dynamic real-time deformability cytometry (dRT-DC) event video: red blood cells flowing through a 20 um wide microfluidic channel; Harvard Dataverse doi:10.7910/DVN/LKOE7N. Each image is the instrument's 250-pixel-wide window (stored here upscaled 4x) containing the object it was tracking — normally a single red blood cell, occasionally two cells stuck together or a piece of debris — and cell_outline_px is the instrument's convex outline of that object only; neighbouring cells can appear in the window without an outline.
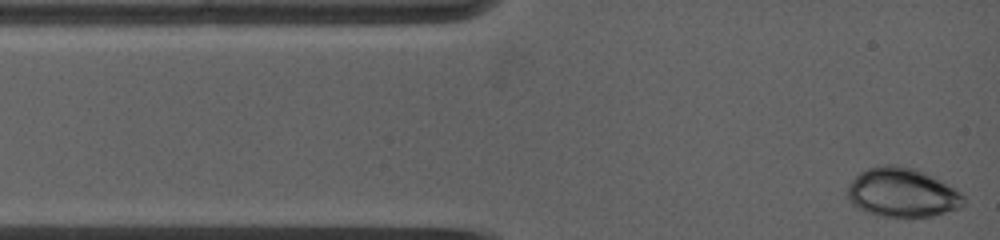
{"species": "common noctule bat (a hibernating species)", "species_latin": "Nyctalus noctula", "temperature_condition": "warm", "stored_images_in_passage": 30, "camera_frame_rate_fps": 5000, "um_per_image_px": 0.085, "animal": {"sex": "female", "body_mass_g": 19.0, "forearm_length_mm": 53.3}, "frame": {"image": 1, "passage_image": 1, "time_ms": 0.0, "image_size_px": [1000, 240], "cell_outline_px": [[964, 204], [960, 208], [932, 216], [880, 216], [868, 212], [852, 204], [848, 200], [848, 184], [860, 172], [868, 168], [888, 164], [896, 164], [916, 168], [948, 184], [960, 192], [964, 196]], "centroid_in_image_um": [76.69, 16.35], "position_along_channel_um": 8.3, "area_um2": 33.12}}
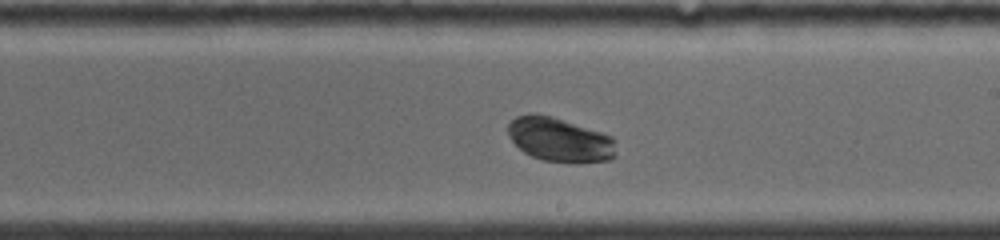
{"frame": {"image": 2, "passage_image": 20, "time_ms": 7.2, "image_size_px": [1000, 240], "cell_outline_px": [[616, 156], [608, 160], [576, 164], [572, 164], [544, 160], [532, 156], [524, 152], [508, 136], [508, 124], [516, 116], [528, 112], [536, 112], [552, 116], [612, 136], [616, 140]], "centroid_in_image_um": [47.59, 11.88], "position_along_channel_um": 241.4, "area_um2": 28.26}}
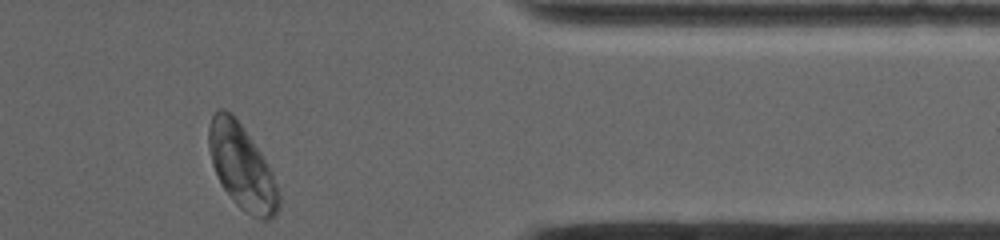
{"frame": {"image": 3, "passage_image": 30, "time_ms": 11.6, "image_size_px": [1000, 240], "cell_outline_px": [[280, 208], [276, 216], [272, 220], [264, 220], [252, 216], [244, 212], [236, 204], [224, 188], [216, 176], [212, 164], [208, 148], [208, 128], [212, 116], [216, 108], [224, 108], [232, 112], [236, 116], [260, 152], [272, 172], [280, 192]], "centroid_in_image_um": [20.57, 14.19], "position_along_channel_um": 390.8, "area_um2": 34.91}, "authors_computed_cell_mechanics": {"area_um2": 28.2931, "velocity_mm_per_s": 3.8759, "shape_relaxation_time_tau1_ms": 4.0635, "shape_relaxation_time_tau2_ms": null, "deformation_change_tau1": 0.111, "deformation_change_tau2": null}}